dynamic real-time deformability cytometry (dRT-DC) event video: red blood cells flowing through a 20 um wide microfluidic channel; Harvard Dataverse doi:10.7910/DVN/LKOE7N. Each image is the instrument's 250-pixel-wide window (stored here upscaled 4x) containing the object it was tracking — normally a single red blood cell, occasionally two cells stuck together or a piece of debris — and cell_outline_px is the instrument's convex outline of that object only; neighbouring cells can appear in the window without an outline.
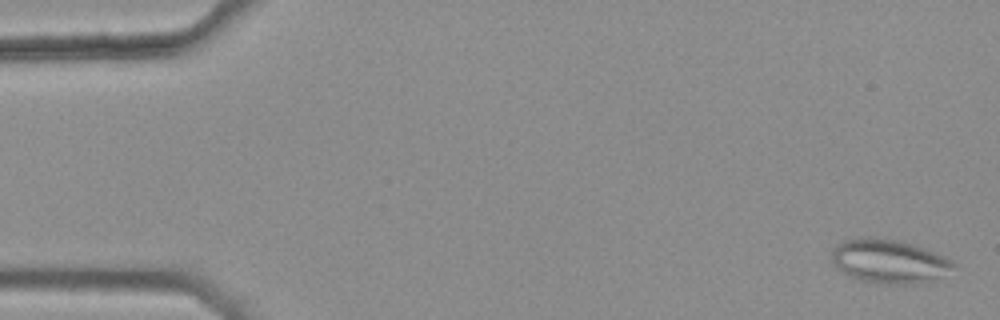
{"species": "common noctule bat (a hibernating species)", "species_latin": "Nyctalus noctula", "temperature_condition": "warm", "stored_images_in_passage": 6, "camera_frame_rate_fps": 3000, "um_per_image_px": 0.085, "animal": {"sex": "female", "body_mass_g": 25.1}, "frame": {"image": 1, "passage_image": 1, "time_ms": 0.0, "image_size_px": [1000, 320], "cell_outline_px": [[956, 264], [952, 268], [912, 284], [884, 284], [864, 280], [852, 276], [836, 268], [832, 264], [832, 248], [836, 244], [844, 240], [868, 236], [872, 236], [896, 240], [944, 256], [952, 260]], "centroid_in_image_um": [75.43, 22.17], "position_along_channel_um": 9.6, "area_um2": 29.94}}